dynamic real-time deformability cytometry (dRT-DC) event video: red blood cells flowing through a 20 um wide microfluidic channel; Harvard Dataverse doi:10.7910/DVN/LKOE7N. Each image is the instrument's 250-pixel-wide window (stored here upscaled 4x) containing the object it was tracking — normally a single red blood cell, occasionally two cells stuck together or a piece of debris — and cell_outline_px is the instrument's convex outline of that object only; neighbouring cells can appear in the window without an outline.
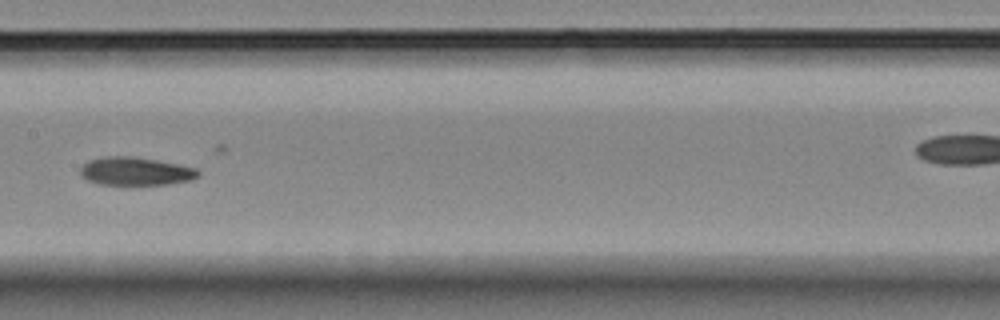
{"species": "Egyptian fruit bat (a non-hibernating species)", "species_latin": "Rousettus aegyptiacus", "temperature_condition": "room temperature", "stored_images_in_passage": 15, "camera_frame_rate_fps": 3000, "um_per_image_px": 0.085, "animal": {"sex": "female"}, "frame": {"image": 1, "passage_image": 7, "time_ms": 7.0, "image_size_px": [1000, 320], "cell_outline_px": [[200, 176], [192, 180], [168, 184], [100, 184], [88, 180], [80, 176], [80, 168], [88, 160], [108, 156], [128, 156], [176, 164], [196, 168], [200, 172]], "centroid_in_image_um": [11.52, 14.56], "position_along_channel_um": 195.9, "area_um2": 19.07}}
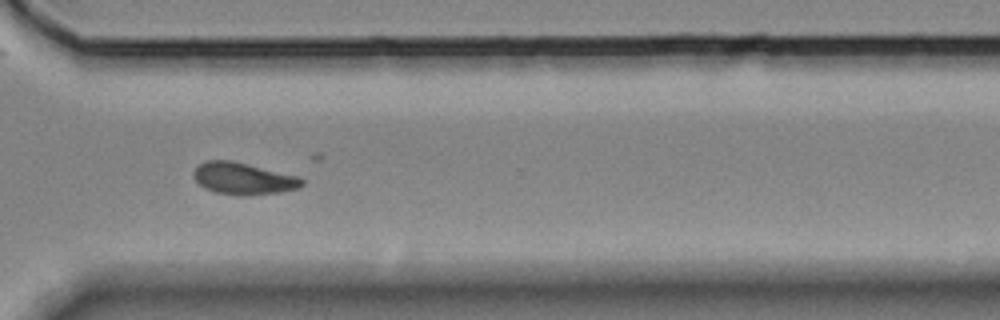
{"frame": {"image": 2, "passage_image": 11, "time_ms": 11.333, "image_size_px": [1000, 320], "cell_outline_px": [[304, 184], [296, 188], [280, 192], [244, 196], [240, 196], [216, 192], [204, 188], [192, 176], [192, 172], [204, 160], [228, 160], [296, 176], [304, 180]], "centroid_in_image_um": [20.63, 15.19], "position_along_channel_um": 350.0, "area_um2": 19.77}}
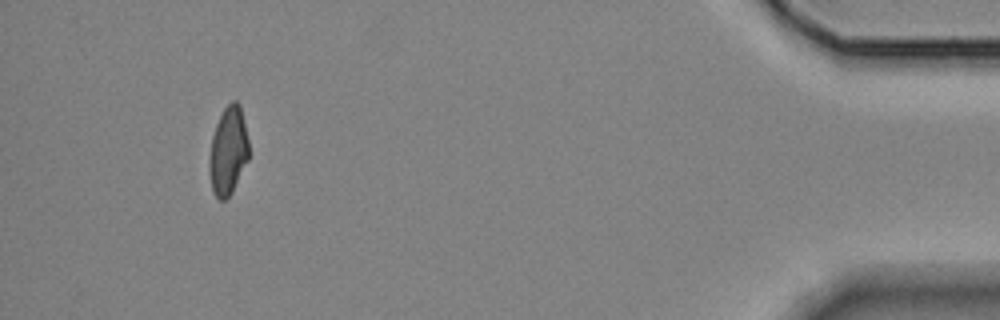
{"frame": {"image": 3, "passage_image": 15, "time_ms": 17.0, "image_size_px": [1000, 320], "cell_outline_px": [[248, 160], [232, 192], [224, 200], [220, 200], [212, 192], [208, 172], [208, 160], [212, 136], [216, 124], [224, 108], [232, 100], [236, 100], [240, 104], [248, 140]], "centroid_in_image_um": [19.37, 12.84], "position_along_channel_um": 415.8, "area_um2": 20.4}, "authors_computed_cell_mechanics": {"area_um2": 19.652, "velocity_mm_per_s": 3.5697, "shape_relaxation_time_tau1_ms": null, "shape_relaxation_time_tau2_ms": 2.3571, "deformation_change_tau1": null, "deformation_change_tau2": 0.0677}}